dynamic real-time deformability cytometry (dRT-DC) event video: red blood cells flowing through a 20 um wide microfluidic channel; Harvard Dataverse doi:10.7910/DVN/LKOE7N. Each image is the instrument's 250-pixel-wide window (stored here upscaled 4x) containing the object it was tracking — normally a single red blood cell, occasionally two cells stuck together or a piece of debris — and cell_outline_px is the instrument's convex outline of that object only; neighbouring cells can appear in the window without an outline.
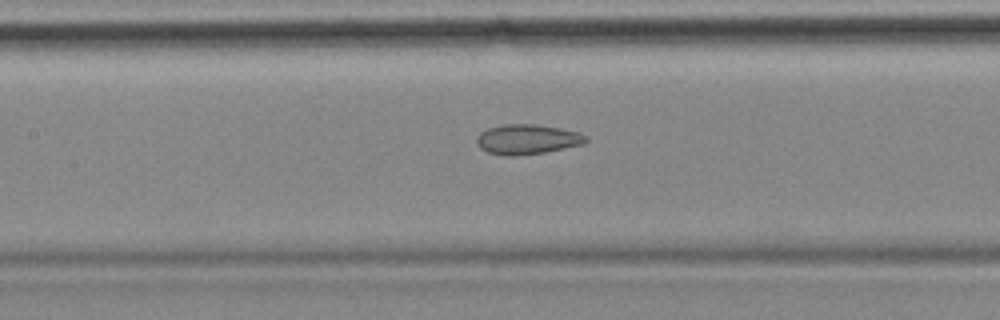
{"species": "common noctule bat (a hibernating species)", "species_latin": "Nyctalus noctula", "temperature_condition": "cold", "stored_images_in_passage": 56, "camera_frame_rate_fps": 3000, "um_per_image_px": 0.085, "animal": {"sex": "female", "body_mass_g": 18.4}, "frame": {"image": 1, "passage_image": 25, "time_ms": 8.0, "image_size_px": [1000, 320], "cell_outline_px": [[588, 140], [584, 144], [544, 152], [512, 156], [504, 156], [488, 152], [480, 148], [476, 140], [480, 132], [488, 128], [504, 124], [536, 124], [560, 128], [580, 132], [588, 136]], "centroid_in_image_um": [44.84, 11.83], "position_along_channel_um": 162.6, "area_um2": 19.07}, "authors_computed_cell_mechanics": {"area_um2": 20.9236, "velocity_mm_per_s": 3.5319, "shape_relaxation_time_tau1_ms": null, "shape_relaxation_time_tau2_ms": 2.9713, "deformation_change_tau1": null, "deformation_change_tau2": 0.0966}}